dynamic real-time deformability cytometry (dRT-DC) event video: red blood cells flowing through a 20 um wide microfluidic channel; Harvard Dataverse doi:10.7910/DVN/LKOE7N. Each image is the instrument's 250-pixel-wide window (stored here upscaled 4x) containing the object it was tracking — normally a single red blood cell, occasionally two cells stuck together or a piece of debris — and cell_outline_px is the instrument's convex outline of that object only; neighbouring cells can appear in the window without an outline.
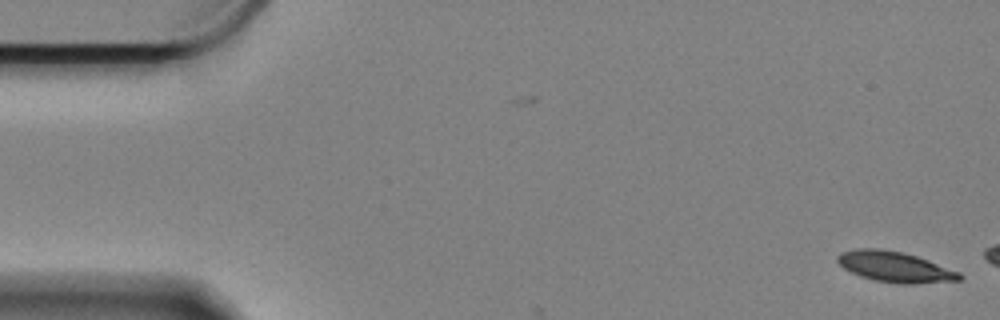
{"species": "Egyptian fruit bat (a non-hibernating species)", "species_latin": "Rousettus aegyptiacus", "temperature_condition": "cold", "stored_images_in_passage": 3, "camera_frame_rate_fps": 3000, "um_per_image_px": 0.085, "animal": {"sex": "female"}, "frame": {"image": 1, "passage_image": 1, "time_ms": 0.0, "image_size_px": [1000, 320], "cell_outline_px": [[964, 276], [960, 280], [916, 284], [900, 284], [872, 280], [860, 276], [844, 268], [836, 260], [836, 256], [840, 252], [856, 248], [876, 248], [904, 252], [928, 260], [960, 272]], "centroid_in_image_um": [76.06, 22.68], "position_along_channel_um": 8.9, "area_um2": 21.91}}